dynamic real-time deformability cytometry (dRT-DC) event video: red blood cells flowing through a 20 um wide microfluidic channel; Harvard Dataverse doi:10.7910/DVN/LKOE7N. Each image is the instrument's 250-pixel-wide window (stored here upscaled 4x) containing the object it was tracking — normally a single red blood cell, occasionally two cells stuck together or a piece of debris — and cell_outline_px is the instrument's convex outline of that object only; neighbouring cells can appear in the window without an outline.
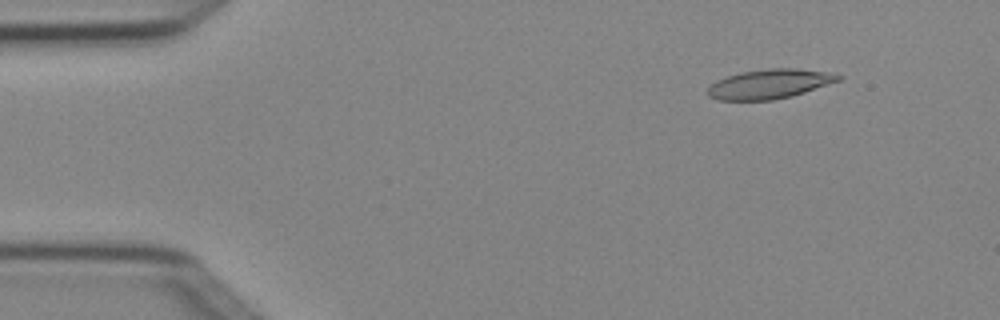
{"species": "Egyptian fruit bat (a non-hibernating species)", "species_latin": "Rousettus aegyptiacus", "temperature_condition": "cold", "stored_images_in_passage": 3, "camera_frame_rate_fps": 3000, "um_per_image_px": 0.085, "animal": {"sex": "female"}, "frame": {"image": 1, "passage_image": 1, "time_ms": 0.0, "image_size_px": [1000, 320], "cell_outline_px": [[844, 76], [840, 80], [792, 96], [772, 100], [716, 100], [708, 96], [708, 88], [716, 80], [740, 72], [768, 68], [796, 68], [832, 72]], "centroid_in_image_um": [65.42, 7.13], "position_along_channel_um": 19.6, "area_um2": 22.48}}